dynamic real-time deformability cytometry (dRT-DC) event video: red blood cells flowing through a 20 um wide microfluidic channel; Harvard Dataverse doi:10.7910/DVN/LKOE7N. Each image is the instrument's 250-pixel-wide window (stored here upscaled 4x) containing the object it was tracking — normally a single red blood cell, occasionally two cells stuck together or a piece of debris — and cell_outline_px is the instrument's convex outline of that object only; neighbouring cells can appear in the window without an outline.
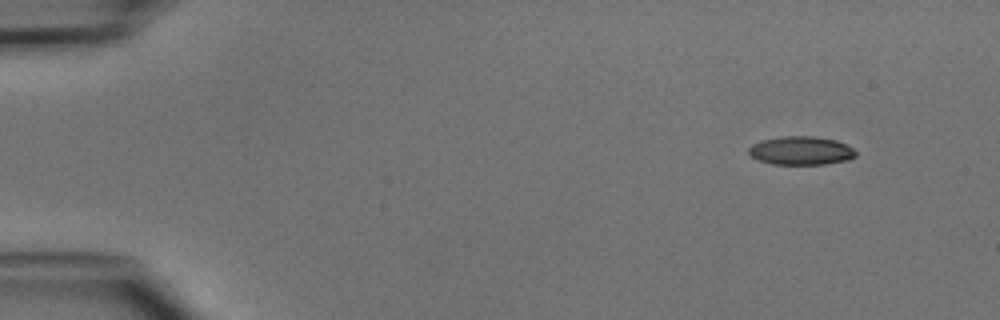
{"species": "common noctule bat (a hibernating species)", "species_latin": "Nyctalus noctula", "temperature_condition": "cold", "stored_images_in_passage": 4, "camera_frame_rate_fps": 3000, "um_per_image_px": 0.085, "animal": {"sex": "male", "body_mass_g": 15.6}, "frame": {"image": 1, "passage_image": 1, "time_ms": 0.0, "image_size_px": [1000, 320], "cell_outline_px": [[856, 156], [848, 160], [824, 164], [772, 164], [760, 160], [752, 156], [748, 152], [748, 148], [752, 144], [760, 140], [780, 136], [816, 136], [836, 140], [852, 148], [856, 152]], "centroid_in_image_um": [68.07, 12.79], "position_along_channel_um": 16.9, "area_um2": 17.8}}
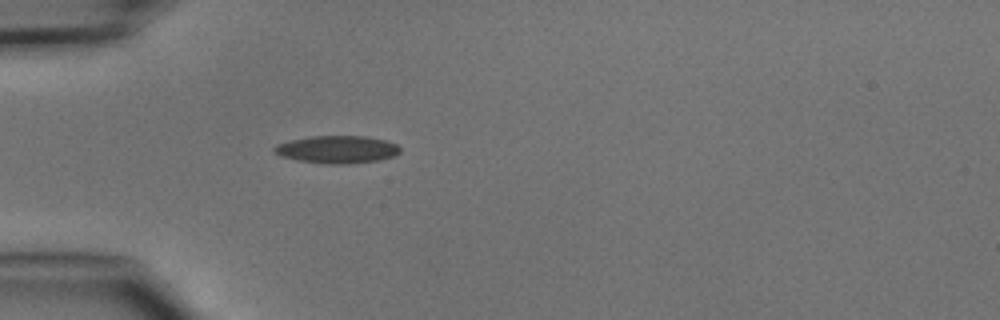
{"frame": {"image": 2, "passage_image": 4, "time_ms": 3.333, "image_size_px": [1000, 320], "cell_outline_px": [[400, 152], [396, 156], [380, 160], [348, 164], [324, 164], [296, 160], [280, 156], [272, 152], [272, 148], [276, 144], [292, 140], [312, 136], [364, 136], [388, 140], [396, 144], [400, 148]], "centroid_in_image_um": [28.66, 12.71], "position_along_channel_um": 56.3, "area_um2": 20.52}}